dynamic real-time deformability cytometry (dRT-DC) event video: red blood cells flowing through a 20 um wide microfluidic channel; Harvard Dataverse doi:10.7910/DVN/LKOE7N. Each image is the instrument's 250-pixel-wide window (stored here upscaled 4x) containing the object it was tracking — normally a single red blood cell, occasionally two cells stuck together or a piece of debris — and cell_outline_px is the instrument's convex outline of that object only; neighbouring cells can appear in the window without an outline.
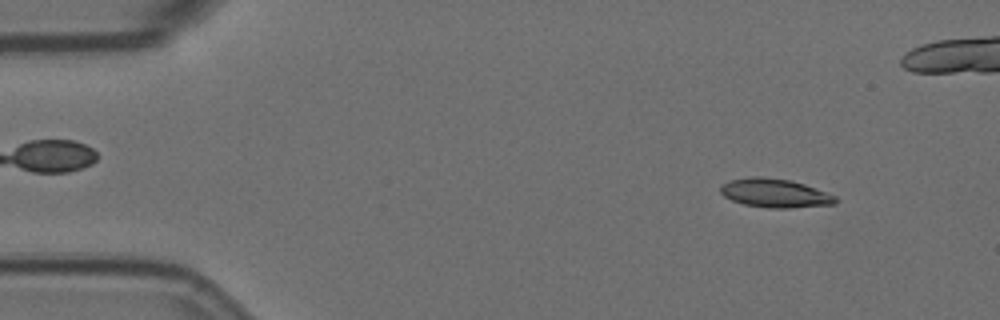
{"species": "Egyptian fruit bat (a non-hibernating species)", "species_latin": "Rousettus aegyptiacus", "temperature_condition": "room temperature", "stored_images_in_passage": 57, "camera_frame_rate_fps": 3000, "um_per_image_px": 0.085, "animal": {"sex": "female"}, "frame": {"image": 1, "passage_image": 6, "time_ms": 1.667, "image_size_px": [1000, 320], "cell_outline_px": [[840, 200], [836, 204], [788, 208], [768, 208], [744, 204], [732, 200], [724, 196], [720, 192], [720, 184], [732, 180], [752, 176], [760, 176], [792, 180], [828, 192], [836, 196]], "centroid_in_image_um": [65.9, 16.41], "position_along_channel_um": 19.1, "area_um2": 19.48}}
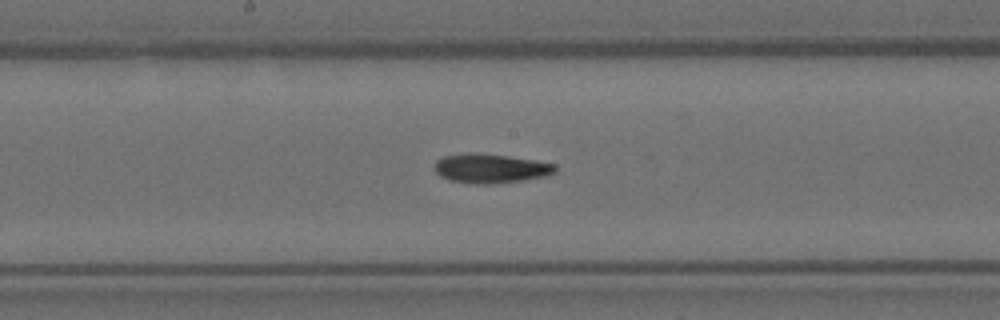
{"frame": {"image": 2, "passage_image": 29, "time_ms": 9.333, "image_size_px": [1000, 320], "cell_outline_px": [[556, 172], [548, 176], [524, 180], [492, 184], [476, 184], [448, 180], [440, 176], [432, 168], [436, 160], [444, 156], [468, 152], [508, 156], [556, 164]], "centroid_in_image_um": [41.67, 14.32], "position_along_channel_um": 206.5, "area_um2": 20.75}}
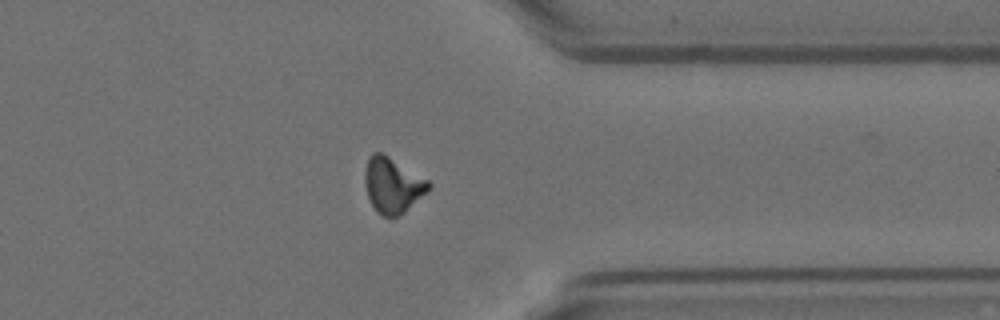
{"frame": {"image": 3, "passage_image": 44, "time_ms": 14.333, "image_size_px": [1000, 320], "cell_outline_px": [[432, 184], [428, 192], [404, 212], [396, 216], [384, 216], [376, 212], [368, 196], [364, 184], [364, 172], [368, 160], [372, 152], [384, 152], [428, 180]], "centroid_in_image_um": [33.37, 15.71], "position_along_channel_um": 378.0, "area_um2": 20.69}}